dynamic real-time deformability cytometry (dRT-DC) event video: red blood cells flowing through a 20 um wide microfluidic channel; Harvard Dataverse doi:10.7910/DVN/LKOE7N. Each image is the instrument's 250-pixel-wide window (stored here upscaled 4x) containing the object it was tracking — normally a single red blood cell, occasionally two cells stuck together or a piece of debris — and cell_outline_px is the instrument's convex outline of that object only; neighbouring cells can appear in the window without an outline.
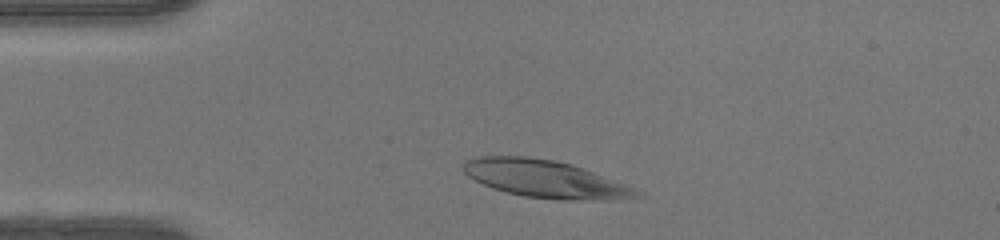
{"species": "human", "species_latin": "Homo sapiens", "temperature_condition": "warm", "stored_images_in_passage": 35, "camera_frame_rate_fps": 3000, "um_per_image_px": 0.085, "donor": {"sex": "female"}, "frame": {"image": 1, "passage_image": 5, "time_ms": 1.333, "image_size_px": [1000, 240], "cell_outline_px": [[648, 196], [608, 200], [564, 200], [524, 196], [492, 188], [468, 176], [464, 172], [464, 164], [468, 160], [480, 156], [528, 156], [552, 160], [572, 164], [632, 188]], "centroid_in_image_um": [46.33, 15.22], "position_along_channel_um": 38.7, "area_um2": 37.22}}
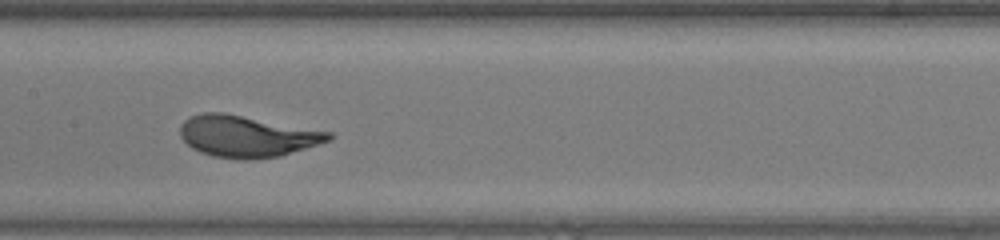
{"frame": {"image": 2, "passage_image": 18, "time_ms": 5.667, "image_size_px": [1000, 240], "cell_outline_px": [[332, 140], [280, 156], [248, 160], [244, 160], [212, 156], [200, 152], [192, 148], [180, 136], [180, 124], [184, 120], [192, 116], [204, 112], [224, 112], [332, 132]], "centroid_in_image_um": [20.99, 11.58], "position_along_channel_um": 186.4, "area_um2": 36.01}}
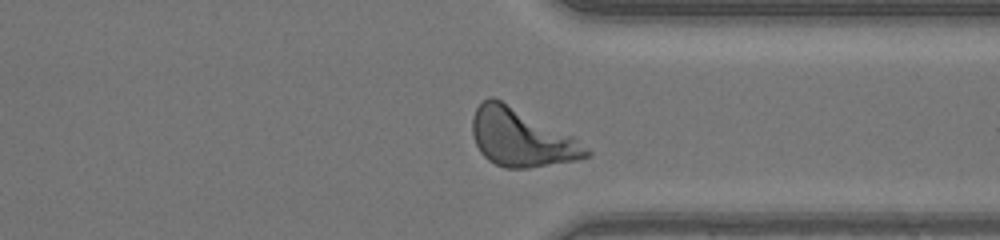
{"frame": {"image": 3, "passage_image": 31, "time_ms": 10.0, "image_size_px": [1000, 240], "cell_outline_px": [[592, 156], [576, 160], [528, 168], [504, 168], [488, 160], [480, 152], [476, 144], [472, 132], [472, 116], [476, 108], [488, 96], [492, 96], [572, 136], [592, 152]], "centroid_in_image_um": [44.28, 11.72], "position_along_channel_um": 367.1, "area_um2": 37.8}, "authors_computed_cell_mechanics": {"area_um2": 35.7782, "velocity_mm_per_s": 4.1771, "shape_relaxation_time_tau1_ms": 3.1987, "shape_relaxation_time_tau2_ms": null, "deformation_change_tau1": 0.218, "deformation_change_tau2": null}}